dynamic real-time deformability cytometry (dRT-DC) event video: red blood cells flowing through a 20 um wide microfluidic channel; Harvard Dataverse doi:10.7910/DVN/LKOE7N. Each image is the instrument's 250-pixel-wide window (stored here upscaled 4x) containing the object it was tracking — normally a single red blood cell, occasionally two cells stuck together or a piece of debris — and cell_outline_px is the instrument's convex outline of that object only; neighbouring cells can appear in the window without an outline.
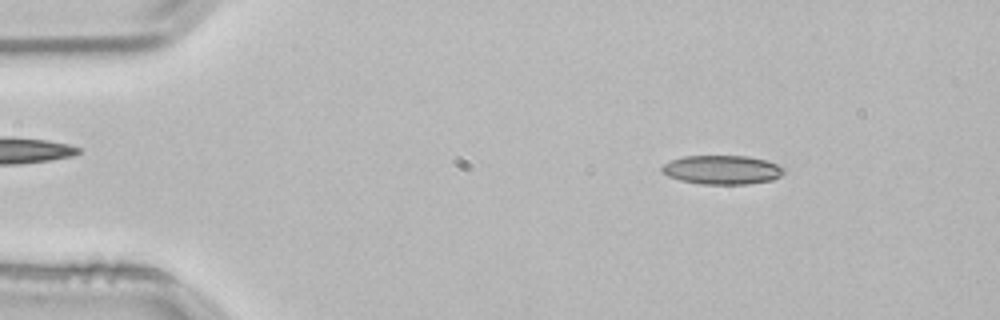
{"species": "common noctule bat (a hibernating species)", "species_latin": "Nyctalus noctula", "temperature_condition": "room temperature", "stored_images_in_passage": 52, "camera_frame_rate_fps": 3000, "um_per_image_px": 0.085, "animal": {"sex": "male", "body_mass_g": 21.5, "forearm_length_mm": 52.0}, "frame": {"image": 1, "passage_image": 7, "time_ms": 2.0, "image_size_px": [1000, 320], "cell_outline_px": [[788, 168], [780, 176], [772, 180], [748, 184], [700, 184], [680, 180], [668, 176], [660, 172], [660, 168], [664, 164], [672, 160], [684, 156], [748, 156], [764, 160]], "centroid_in_image_um": [61.38, 14.44], "position_along_channel_um": 23.6, "area_um2": 20.69}}
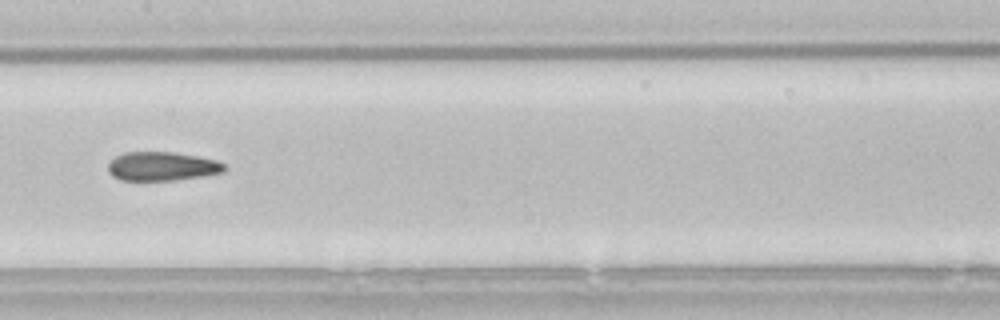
{"frame": {"image": 2, "passage_image": 26, "time_ms": 8.333, "image_size_px": [1000, 320], "cell_outline_px": [[228, 168], [224, 172], [204, 176], [172, 180], [120, 180], [112, 176], [108, 172], [108, 164], [116, 156], [124, 152], [172, 152], [196, 156], [216, 160], [224, 164]], "centroid_in_image_um": [13.78, 14.14], "position_along_channel_um": 193.6, "area_um2": 19.59}}
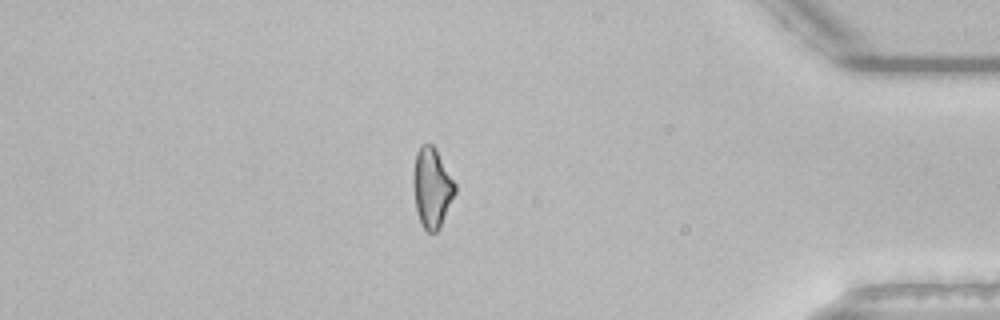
{"frame": {"image": 3, "passage_image": 45, "time_ms": 14.667, "image_size_px": [1000, 320], "cell_outline_px": [[456, 192], [440, 228], [436, 232], [428, 232], [420, 224], [416, 208], [412, 180], [416, 152], [420, 144], [432, 144], [436, 148], [456, 184]], "centroid_in_image_um": [36.71, 15.94], "position_along_channel_um": 398.5, "area_um2": 19.59}, "authors_computed_cell_mechanics": {"area_um2": 20.0566, "velocity_mm_per_s": 3.8291, "shape_relaxation_time_tau1_ms": null, "shape_relaxation_time_tau2_ms": 3.4756, "deformation_change_tau1": null, "deformation_change_tau2": 0.1229}}